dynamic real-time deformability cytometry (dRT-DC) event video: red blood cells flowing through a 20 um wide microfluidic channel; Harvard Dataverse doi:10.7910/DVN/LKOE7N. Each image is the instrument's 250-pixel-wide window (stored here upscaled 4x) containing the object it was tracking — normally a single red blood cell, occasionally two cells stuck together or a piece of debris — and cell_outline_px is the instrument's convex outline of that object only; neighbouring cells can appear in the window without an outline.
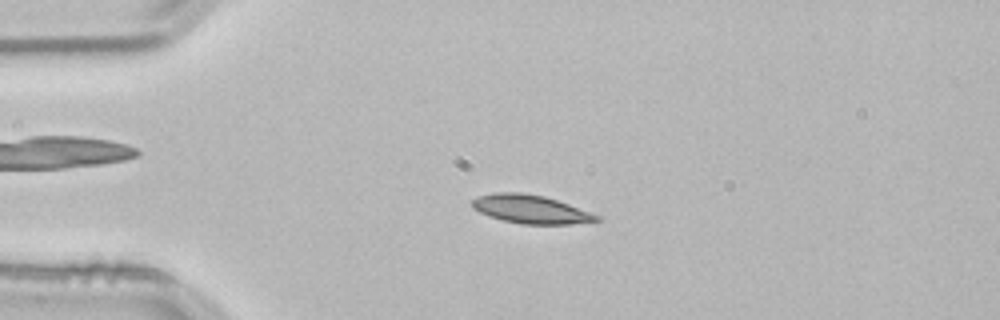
{"species": "common noctule bat (a hibernating species)", "species_latin": "Nyctalus noctula", "temperature_condition": "room temperature", "stored_images_in_passage": 48, "camera_frame_rate_fps": 3000, "um_per_image_px": 0.085, "animal": {"sex": "male", "body_mass_g": 21.5, "forearm_length_mm": 52.0}, "frame": {"image": 1, "passage_image": 7, "time_ms": 2.0, "image_size_px": [1000, 320], "cell_outline_px": [[600, 220], [572, 224], [520, 224], [488, 216], [472, 208], [472, 200], [476, 196], [492, 192], [520, 192], [544, 196], [568, 204], [600, 216]], "centroid_in_image_um": [45.05, 17.77], "position_along_channel_um": 39.9, "area_um2": 20.58}}
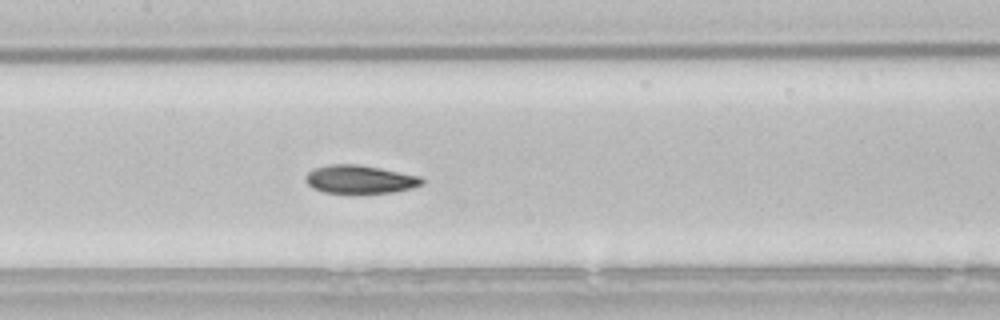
{"frame": {"image": 2, "passage_image": 20, "time_ms": 6.333, "image_size_px": [1000, 320], "cell_outline_px": [[424, 184], [412, 188], [396, 192], [360, 196], [324, 192], [312, 188], [304, 180], [304, 176], [312, 168], [332, 164], [360, 164], [420, 176], [424, 180]], "centroid_in_image_um": [30.58, 15.29], "position_along_channel_um": 176.8, "area_um2": 20.17}}
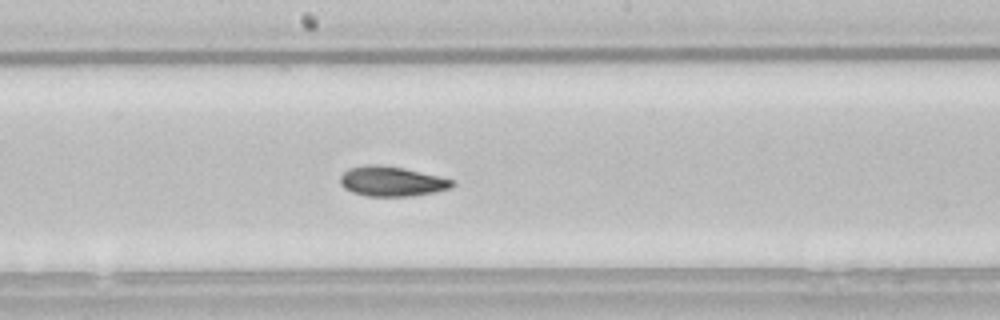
{"frame": {"image": 3, "passage_image": 23, "time_ms": 7.333, "image_size_px": [1000, 320], "cell_outline_px": [[456, 184], [452, 188], [436, 192], [412, 196], [368, 196], [352, 192], [344, 188], [340, 184], [340, 176], [348, 168], [364, 164], [380, 164], [420, 172], [456, 180]], "centroid_in_image_um": [33.3, 15.41], "position_along_channel_um": 214.9, "area_um2": 19.65}, "authors_computed_cell_mechanics": {"area_um2": 19.5942, "velocity_mm_per_s": 3.819, "shape_relaxation_time_tau1_ms": 4.2057, "shape_relaxation_time_tau2_ms": 3.3546, "deformation_change_tau1": 0.1319, "deformation_change_tau2": 0.0741}}